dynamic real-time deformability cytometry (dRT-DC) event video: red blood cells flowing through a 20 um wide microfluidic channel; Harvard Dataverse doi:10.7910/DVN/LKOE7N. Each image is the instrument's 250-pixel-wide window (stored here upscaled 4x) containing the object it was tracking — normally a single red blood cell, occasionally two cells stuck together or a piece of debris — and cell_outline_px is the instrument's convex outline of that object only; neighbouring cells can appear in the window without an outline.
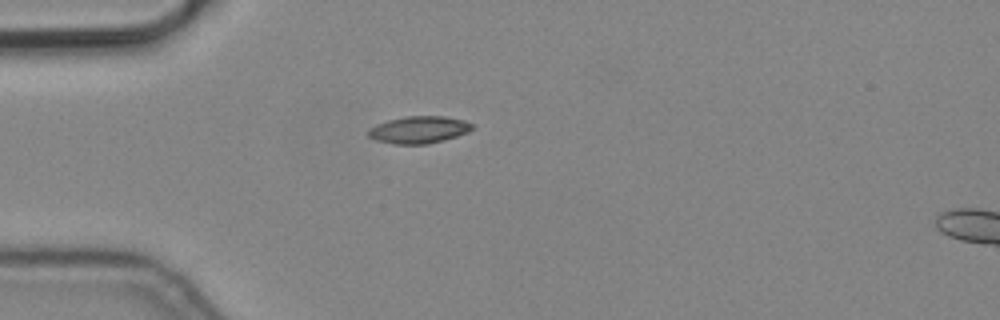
{"species": "common noctule bat (a hibernating species)", "species_latin": "Nyctalus noctula", "temperature_condition": "cold", "stored_images_in_passage": 1, "camera_frame_rate_fps": 3000, "um_per_image_px": 0.085, "animal": {"sex": "male", "body_mass_g": 19.2, "forearm_length_mm": 51.8}, "frame": {"image": 1, "passage_image": 1, "time_ms": 0.0, "image_size_px": [1000, 320], "cell_outline_px": [[472, 128], [468, 132], [444, 140], [428, 144], [392, 144], [376, 140], [368, 136], [368, 132], [376, 124], [388, 120], [404, 116], [444, 116], [464, 120], [472, 124]], "centroid_in_image_um": [35.6, 11.03], "position_along_channel_um": 49.4, "area_um2": 16.36}}